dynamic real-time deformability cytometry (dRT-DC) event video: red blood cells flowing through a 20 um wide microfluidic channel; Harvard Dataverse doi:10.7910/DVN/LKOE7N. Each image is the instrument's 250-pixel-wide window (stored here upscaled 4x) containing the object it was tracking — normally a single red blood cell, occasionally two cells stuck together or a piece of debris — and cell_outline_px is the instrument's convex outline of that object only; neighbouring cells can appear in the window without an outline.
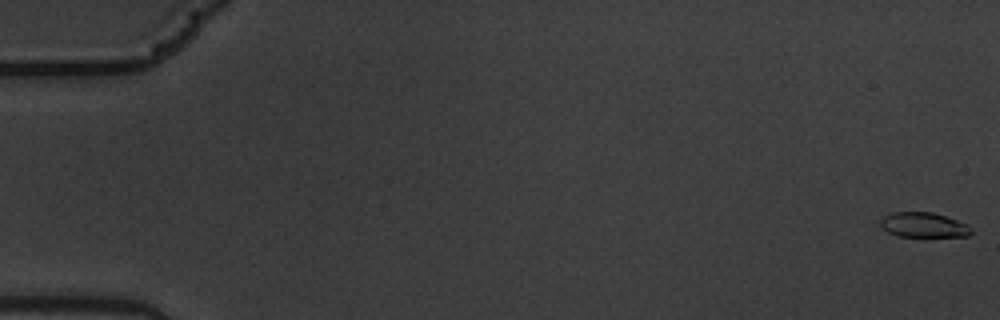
{"species": "common noctule bat (a hibernating species)", "species_latin": "Nyctalus noctula", "temperature_condition": "warm", "stored_images_in_passage": 58, "camera_frame_rate_fps": 3000, "um_per_image_px": 0.085, "animal": {"sex": "male", "body_mass_g": 19.5, "forearm_length_mm": 54.6}, "frame": {"image": 1, "passage_image": 1, "time_ms": 0.0, "image_size_px": [1000, 320], "cell_outline_px": [[972, 232], [968, 236], [896, 236], [888, 232], [880, 224], [880, 220], [884, 216], [892, 212], [932, 212], [968, 224], [972, 228]], "centroid_in_image_um": [78.51, 19.12], "position_along_channel_um": 6.5, "area_um2": 13.06}}
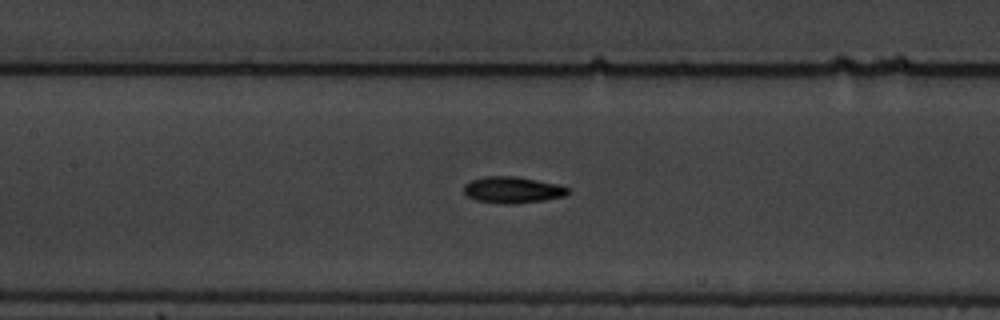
{"frame": {"image": 2, "passage_image": 28, "time_ms": 9.0, "image_size_px": [1000, 320], "cell_outline_px": [[572, 188], [564, 196], [544, 200], [512, 204], [504, 204], [476, 200], [468, 196], [464, 192], [464, 184], [468, 180], [484, 176], [516, 176], [560, 184]], "centroid_in_image_um": [43.57, 16.12], "position_along_channel_um": 163.8, "area_um2": 16.24}}
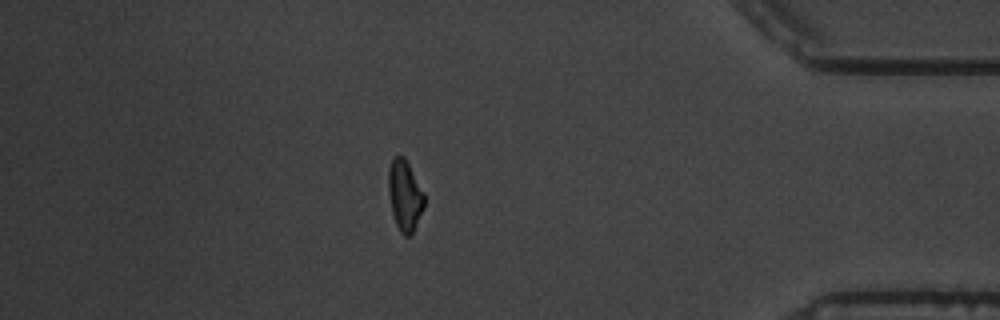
{"frame": {"image": 3, "passage_image": 51, "time_ms": 16.667, "image_size_px": [1000, 320], "cell_outline_px": [[424, 208], [412, 236], [404, 236], [400, 232], [396, 224], [392, 212], [388, 192], [388, 172], [392, 156], [404, 156], [424, 192]], "centroid_in_image_um": [34.41, 16.63], "position_along_channel_um": 400.8, "area_um2": 14.97}, "authors_computed_cell_mechanics": {"area_um2": 14.8546, "velocity_mm_per_s": 3.5398, "shape_relaxation_time_tau1_ms": 4.5705, "shape_relaxation_time_tau2_ms": 5.7672, "deformation_change_tau1": 0.1455, "deformation_change_tau2": 0.1355}}